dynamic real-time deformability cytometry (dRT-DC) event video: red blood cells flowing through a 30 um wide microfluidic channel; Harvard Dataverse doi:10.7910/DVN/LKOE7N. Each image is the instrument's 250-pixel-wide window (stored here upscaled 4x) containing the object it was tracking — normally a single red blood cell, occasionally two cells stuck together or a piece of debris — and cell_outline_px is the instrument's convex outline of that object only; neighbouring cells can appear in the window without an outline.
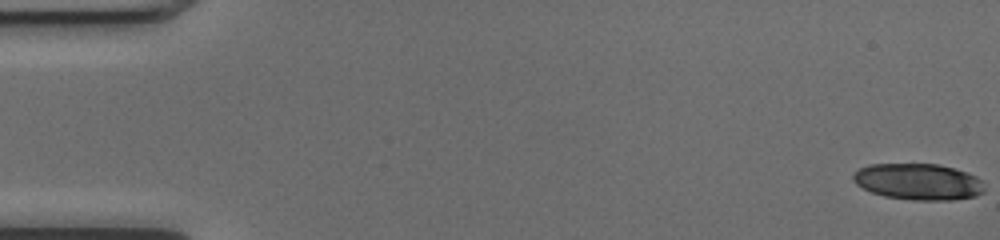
{"species": "common noctule bat (a hibernating species)", "species_latin": "Nyctalus noctula", "temperature_condition": "cold", "stored_images_in_passage": 40, "camera_frame_rate_fps": 3000, "um_per_image_px": 0.085, "animal": {"sex": "female", "body_mass_g": 17.0, "forearm_length_mm": 48.0}, "frame": {"image": 1, "passage_image": 1, "time_ms": 0.0, "image_size_px": [1000, 240], "cell_outline_px": [[984, 192], [976, 196], [952, 200], [916, 200], [884, 196], [872, 192], [856, 184], [852, 180], [852, 172], [868, 164], [936, 164], [968, 172], [976, 176], [980, 180], [984, 188]], "centroid_in_image_um": [78.03, 15.44], "position_along_channel_um": 7.0, "area_um2": 27.8}}
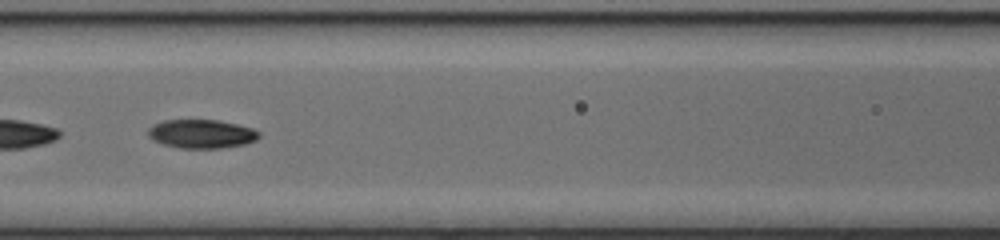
{"frame": {"image": 2, "passage_image": 24, "time_ms": 7.667, "image_size_px": [1000, 240], "cell_outline_px": [[260, 136], [256, 140], [244, 144], [220, 148], [180, 148], [164, 144], [152, 140], [148, 136], [148, 128], [152, 124], [164, 120], [220, 120], [252, 128], [260, 132]], "centroid_in_image_um": [17.11, 11.37], "position_along_channel_um": 149.5, "area_um2": 18.61}, "authors_computed_cell_mechanics": {"area_um2": 18.9873, "velocity_mm_per_s": 4.0578, "shape_relaxation_time_tau1_ms": 11.2951, "shape_relaxation_time_tau2_ms": 2.9433, "deformation_change_tau1": 0.2858, "deformation_change_tau2": 0.072}}